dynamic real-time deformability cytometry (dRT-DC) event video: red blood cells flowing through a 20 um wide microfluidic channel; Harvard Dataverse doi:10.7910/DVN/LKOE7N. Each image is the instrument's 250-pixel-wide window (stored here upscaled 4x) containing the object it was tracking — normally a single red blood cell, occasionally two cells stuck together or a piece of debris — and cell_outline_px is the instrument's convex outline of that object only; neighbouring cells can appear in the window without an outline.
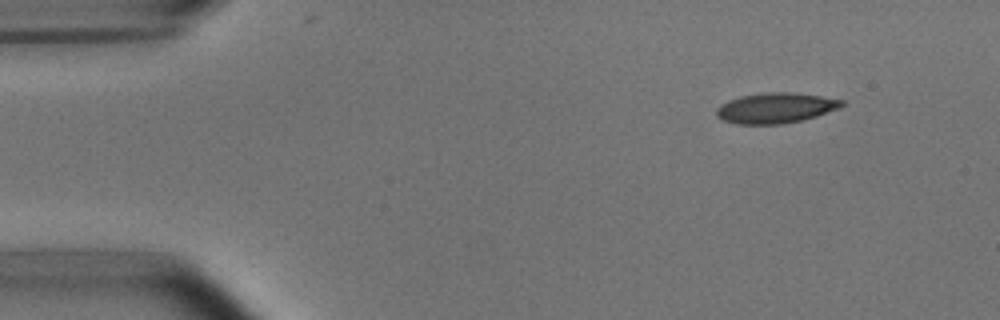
{"species": "common noctule bat (a hibernating species)", "species_latin": "Nyctalus noctula", "temperature_condition": "room temperature", "stored_images_in_passage": 10, "camera_frame_rate_fps": 3000, "um_per_image_px": 0.085, "animal": {"sex": "male", "body_mass_g": 15.6}, "frame": {"image": 1, "passage_image": 1, "time_ms": 0.0, "image_size_px": [1000, 320], "cell_outline_px": [[848, 104], [840, 108], [816, 116], [784, 124], [736, 124], [724, 120], [716, 116], [716, 108], [720, 104], [728, 100], [740, 96], [764, 92], [792, 92], [820, 96], [844, 100]], "centroid_in_image_um": [65.94, 9.17], "position_along_channel_um": 19.1, "area_um2": 22.37}}
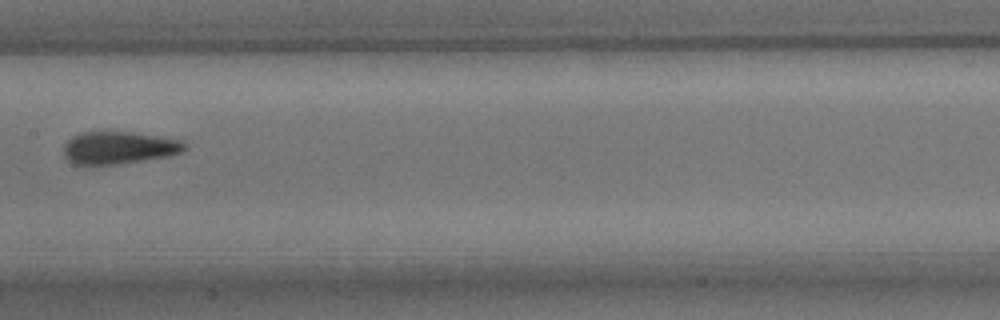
{"frame": {"image": 2, "passage_image": 7, "time_ms": 7.0, "image_size_px": [1000, 320], "cell_outline_px": [[188, 148], [184, 152], [168, 156], [116, 164], [76, 164], [68, 160], [64, 156], [64, 144], [72, 136], [80, 132], [108, 128], [180, 140], [188, 144]], "centroid_in_image_um": [10.09, 12.5], "position_along_channel_um": 197.3, "area_um2": 23.52}}
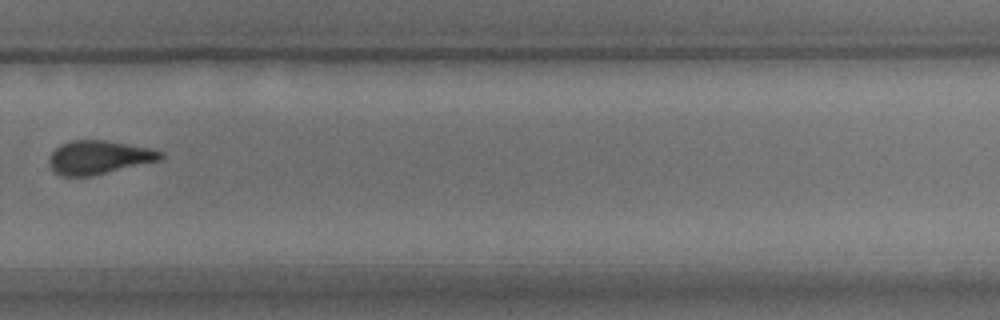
{"frame": {"image": 3, "passage_image": 10, "time_ms": 10.333, "image_size_px": [1000, 320], "cell_outline_px": [[164, 156], [160, 160], [92, 176], [60, 176], [52, 172], [48, 164], [48, 156], [60, 144], [72, 140], [104, 140], [148, 148], [164, 152]], "centroid_in_image_um": [8.34, 13.39], "position_along_channel_um": 321.5, "area_um2": 21.91}}